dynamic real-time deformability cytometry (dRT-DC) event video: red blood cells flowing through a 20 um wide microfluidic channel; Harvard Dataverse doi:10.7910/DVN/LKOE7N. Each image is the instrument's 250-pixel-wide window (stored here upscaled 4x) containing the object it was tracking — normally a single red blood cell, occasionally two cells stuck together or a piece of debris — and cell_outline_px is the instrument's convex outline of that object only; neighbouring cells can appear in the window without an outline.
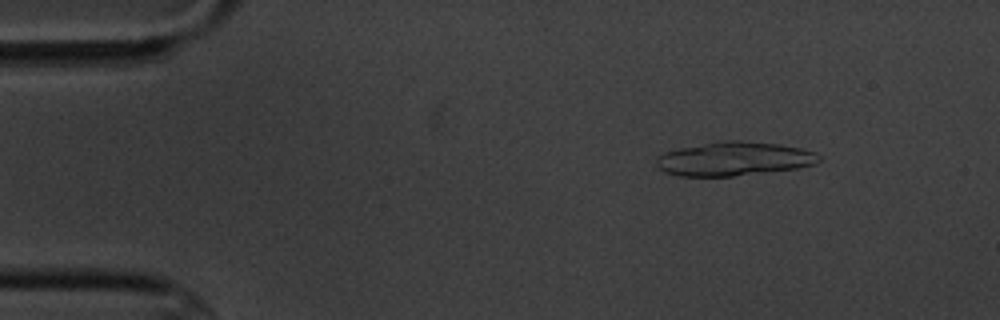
{"species": "common noctule bat (a hibernating species)", "species_latin": "Nyctalus noctula", "temperature_condition": "cold", "stored_images_in_passage": 4, "camera_frame_rate_fps": 3000, "um_per_image_px": 0.085, "animal": {"sex": "male", "body_mass_g": 20.1, "forearm_length_mm": 53.5}, "frame": {"image": 1, "passage_image": 2, "time_ms": 1.333, "image_size_px": [1000, 320], "cell_outline_px": [[820, 160], [812, 164], [800, 168], [732, 176], [680, 176], [664, 172], [656, 164], [656, 160], [664, 152], [680, 148], [720, 140], [740, 140], [780, 144], [800, 148], [816, 152], [820, 156]], "centroid_in_image_um": [62.4, 13.49], "position_along_channel_um": 22.6, "area_um2": 32.08}}